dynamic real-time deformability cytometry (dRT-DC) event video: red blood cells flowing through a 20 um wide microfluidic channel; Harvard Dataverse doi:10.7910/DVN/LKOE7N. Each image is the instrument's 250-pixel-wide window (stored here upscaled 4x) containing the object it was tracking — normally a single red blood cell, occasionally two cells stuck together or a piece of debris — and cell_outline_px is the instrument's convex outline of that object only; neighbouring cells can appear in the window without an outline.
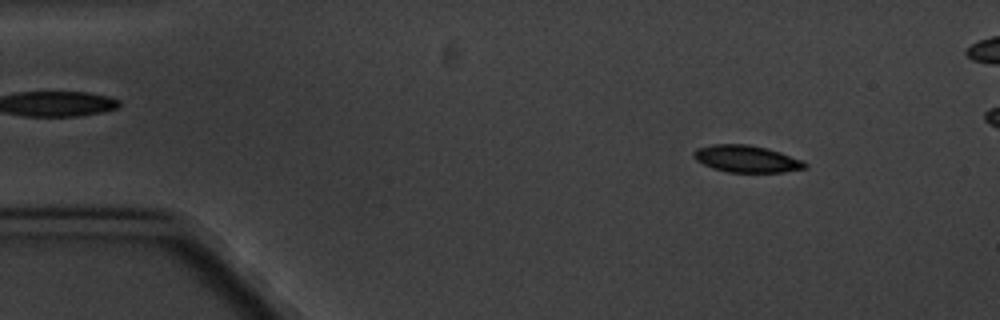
{"species": "common noctule bat (a hibernating species)", "species_latin": "Nyctalus noctula", "temperature_condition": "cold", "stored_images_in_passage": 5, "camera_frame_rate_fps": 3000, "um_per_image_px": 0.085, "animal": {"sex": "male", "body_mass_g": 20.1, "forearm_length_mm": 53.5}, "frame": {"image": 1, "passage_image": 1, "time_ms": 0.0, "image_size_px": [1000, 320], "cell_outline_px": [[808, 168], [784, 172], [728, 172], [712, 168], [696, 160], [692, 156], [692, 152], [696, 148], [712, 144], [744, 144], [768, 148], [780, 152], [800, 160], [808, 164]], "centroid_in_image_um": [63.43, 13.5], "position_along_channel_um": 21.6, "area_um2": 17.51}}